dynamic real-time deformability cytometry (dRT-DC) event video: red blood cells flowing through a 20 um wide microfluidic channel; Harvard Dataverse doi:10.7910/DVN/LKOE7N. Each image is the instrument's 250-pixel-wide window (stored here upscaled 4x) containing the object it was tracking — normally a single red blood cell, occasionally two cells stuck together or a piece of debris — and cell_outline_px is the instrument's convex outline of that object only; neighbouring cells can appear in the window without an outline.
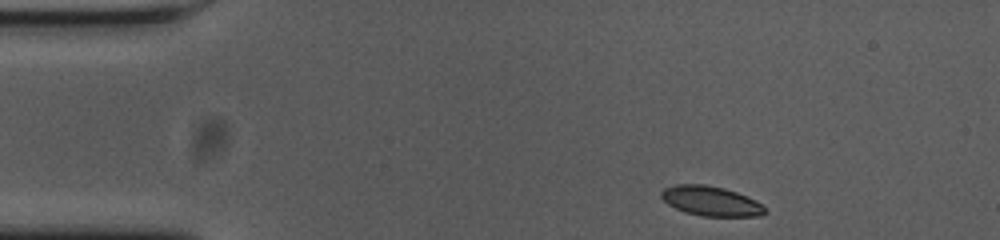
{"species": "common noctule bat (a hibernating species)", "species_latin": "Nyctalus noctula", "temperature_condition": "cold", "stored_images_in_passage": 48, "camera_frame_rate_fps": 3000, "um_per_image_px": 0.085, "animal": {"sex": "female", "body_mass_g": 23.0, "forearm_length_mm": 53.4}, "frame": {"image": 1, "passage_image": 1, "time_ms": 0.0, "image_size_px": [1000, 240], "cell_outline_px": [[768, 212], [760, 216], [700, 216], [684, 212], [668, 204], [660, 196], [660, 192], [664, 188], [676, 184], [704, 184], [724, 188], [736, 192], [756, 200]], "centroid_in_image_um": [60.41, 17.09], "position_along_channel_um": 24.6, "area_um2": 17.98}}
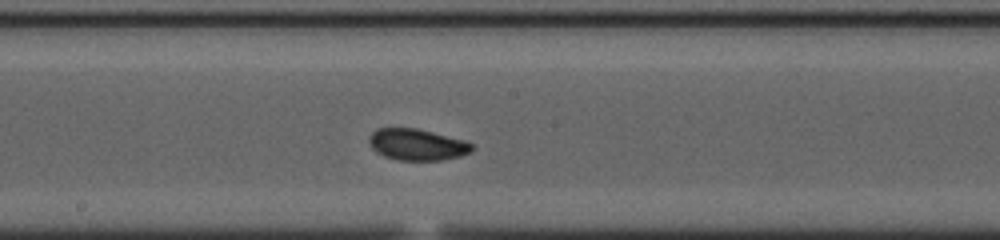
{"frame": {"image": 2, "passage_image": 22, "time_ms": 7.0, "image_size_px": [1000, 240], "cell_outline_px": [[476, 148], [472, 152], [460, 156], [440, 160], [400, 160], [384, 156], [376, 152], [372, 148], [368, 140], [368, 136], [376, 128], [416, 128], [464, 140], [472, 144]], "centroid_in_image_um": [35.45, 12.29], "position_along_channel_um": 212.8, "area_um2": 18.9}}
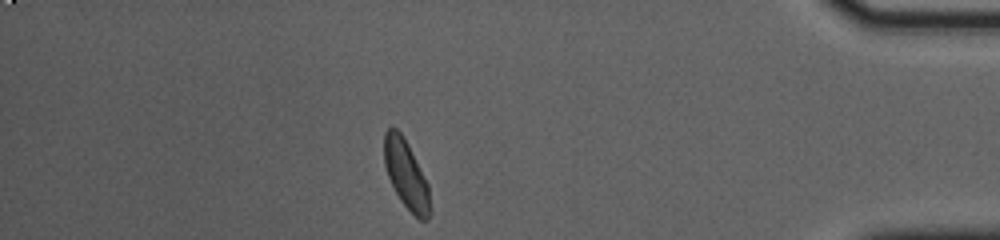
{"frame": {"image": 3, "passage_image": 41, "time_ms": 13.333, "image_size_px": [1000, 240], "cell_outline_px": [[428, 220], [420, 220], [400, 200], [388, 176], [384, 164], [384, 132], [388, 128], [396, 128], [400, 132], [408, 144], [428, 184]], "centroid_in_image_um": [34.48, 14.77], "position_along_channel_um": 400.7, "area_um2": 17.69}, "authors_computed_cell_mechanics": {"area_um2": 18.5249, "velocity_mm_per_s": 3.6508, "shape_relaxation_time_tau1_ms": 2.5644, "shape_relaxation_time_tau2_ms": 3.8855, "deformation_change_tau1": 0.0911, "deformation_change_tau2": 0.0803}}